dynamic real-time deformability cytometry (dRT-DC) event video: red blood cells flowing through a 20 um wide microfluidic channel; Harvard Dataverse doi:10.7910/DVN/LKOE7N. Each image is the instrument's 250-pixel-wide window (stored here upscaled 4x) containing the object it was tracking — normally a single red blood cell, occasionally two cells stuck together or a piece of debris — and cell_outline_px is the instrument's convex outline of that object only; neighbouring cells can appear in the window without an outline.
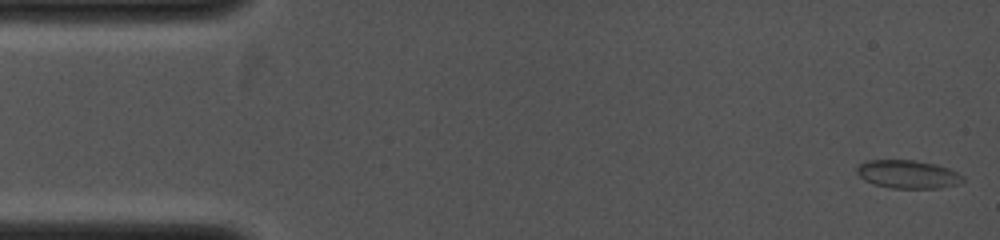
{"species": "common noctule bat (a hibernating species)", "species_latin": "Nyctalus noctula", "temperature_condition": "cold", "stored_images_in_passage": 47, "camera_frame_rate_fps": 4000, "um_per_image_px": 0.085, "animal": {"sex": "female", "body_mass_g": 19.0, "forearm_length_mm": 53.3}, "frame": {"image": 1, "passage_image": 1, "time_ms": 0.0, "image_size_px": [1000, 240], "cell_outline_px": [[964, 180], [960, 184], [940, 188], [892, 188], [876, 184], [864, 180], [856, 172], [856, 168], [860, 164], [868, 160], [912, 160], [936, 164], [948, 168], [964, 176]], "centroid_in_image_um": [77.19, 14.81], "position_along_channel_um": 7.8, "area_um2": 17.4}}
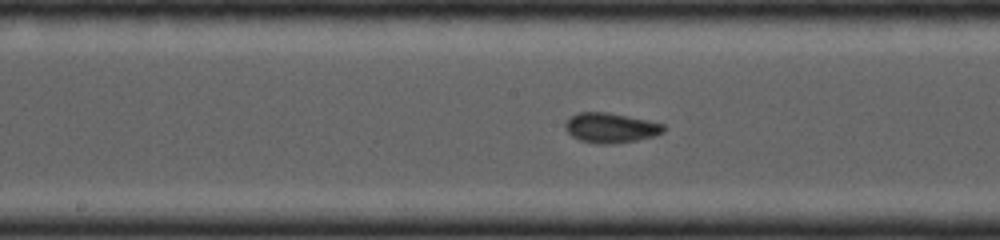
{"frame": {"image": 2, "passage_image": 31, "time_ms": 6.25, "image_size_px": [1000, 240], "cell_outline_px": [[664, 132], [656, 136], [636, 140], [608, 144], [600, 144], [580, 140], [572, 136], [564, 128], [564, 124], [572, 116], [580, 112], [608, 112], [664, 124]], "centroid_in_image_um": [51.9, 10.87], "position_along_channel_um": 196.3, "area_um2": 16.94}}
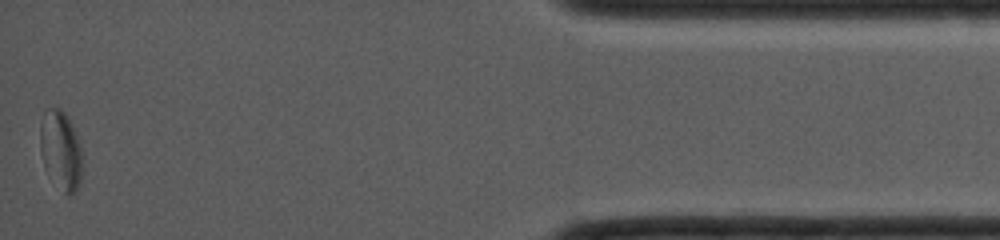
{"frame": {"image": 3, "passage_image": 47, "time_ms": 12.25, "image_size_px": [1000, 240], "cell_outline_px": [[84, 156], [80, 184], [68, 196], [48, 176], [44, 164], [40, 148], [40, 124], [44, 112], [48, 108], [60, 108], [68, 116]], "centroid_in_image_um": [5.17, 12.77], "position_along_channel_um": 430.0, "area_um2": 19.54}}